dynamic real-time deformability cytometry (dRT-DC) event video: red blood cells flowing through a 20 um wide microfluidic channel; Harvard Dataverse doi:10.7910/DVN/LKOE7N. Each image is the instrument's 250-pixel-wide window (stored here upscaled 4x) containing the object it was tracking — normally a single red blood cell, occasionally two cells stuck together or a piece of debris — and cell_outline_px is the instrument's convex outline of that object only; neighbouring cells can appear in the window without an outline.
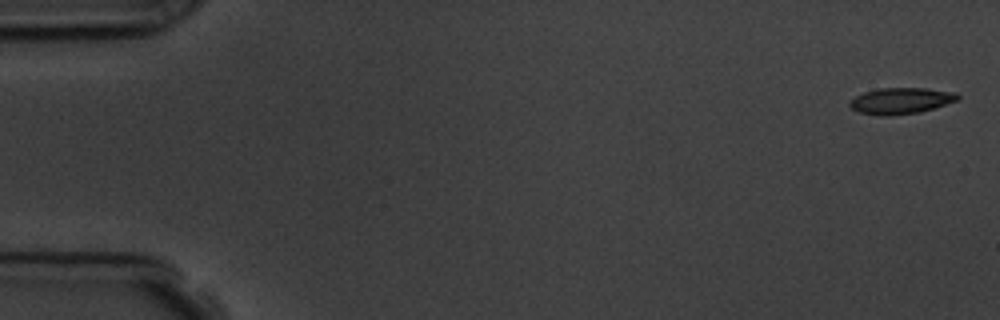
{"species": "common noctule bat (a hibernating species)", "species_latin": "Nyctalus noctula", "temperature_condition": "room temperature", "stored_images_in_passage": 5, "camera_frame_rate_fps": 3000, "um_per_image_px": 0.085, "animal": {"sex": "male", "body_mass_g": 19.5, "forearm_length_mm": 54.6}, "frame": {"image": 1, "passage_image": 1, "time_ms": 0.0, "image_size_px": [1000, 320], "cell_outline_px": [[960, 100], [920, 112], [888, 116], [880, 116], [860, 112], [852, 108], [848, 104], [856, 96], [864, 92], [880, 88], [928, 88], [956, 92], [960, 96]], "centroid_in_image_um": [76.63, 8.56], "position_along_channel_um": 8.4, "area_um2": 16.53}}
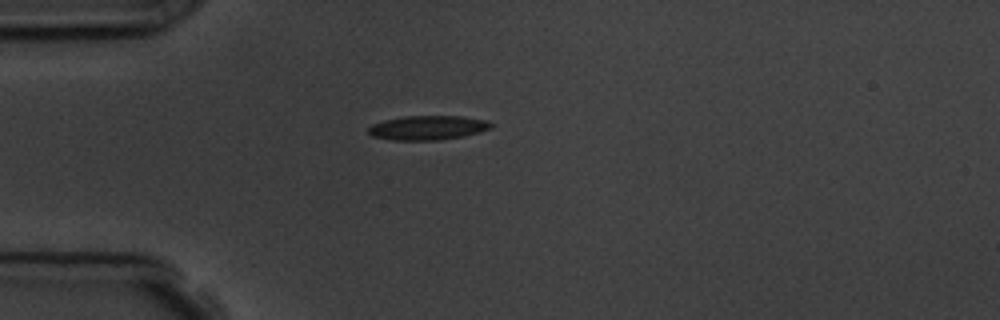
{"frame": {"image": 2, "passage_image": 5, "time_ms": 4.667, "image_size_px": [1000, 320], "cell_outline_px": [[492, 128], [464, 136], [440, 140], [392, 140], [372, 136], [368, 132], [368, 128], [372, 124], [384, 120], [404, 116], [460, 116], [488, 120], [492, 124]], "centroid_in_image_um": [36.36, 10.85], "position_along_channel_um": 48.6, "area_um2": 17.4}}